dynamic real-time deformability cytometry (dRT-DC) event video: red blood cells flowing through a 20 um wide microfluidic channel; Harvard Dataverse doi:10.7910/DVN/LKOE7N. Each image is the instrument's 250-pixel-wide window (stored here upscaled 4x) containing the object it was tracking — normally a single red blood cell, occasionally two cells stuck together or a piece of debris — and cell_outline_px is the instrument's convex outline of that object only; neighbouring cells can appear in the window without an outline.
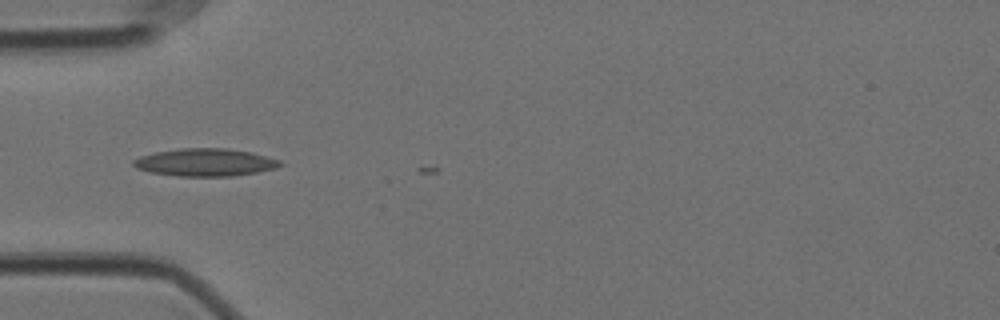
{"species": "Egyptian fruit bat (a non-hibernating species)", "species_latin": "Rousettus aegyptiacus", "temperature_condition": "cold", "stored_images_in_passage": 4, "camera_frame_rate_fps": 3000, "um_per_image_px": 0.085, "animal": {"sex": "female"}, "frame": {"image": 1, "passage_image": 2, "time_ms": 0.333, "image_size_px": [1000, 320], "cell_outline_px": [[284, 164], [276, 168], [256, 172], [232, 176], [176, 176], [152, 172], [136, 168], [132, 164], [132, 160], [140, 156], [156, 152], [180, 148], [228, 148], [252, 152], [280, 160]], "centroid_in_image_um": [17.45, 13.79], "position_along_channel_um": 67.6, "area_um2": 23.64}}